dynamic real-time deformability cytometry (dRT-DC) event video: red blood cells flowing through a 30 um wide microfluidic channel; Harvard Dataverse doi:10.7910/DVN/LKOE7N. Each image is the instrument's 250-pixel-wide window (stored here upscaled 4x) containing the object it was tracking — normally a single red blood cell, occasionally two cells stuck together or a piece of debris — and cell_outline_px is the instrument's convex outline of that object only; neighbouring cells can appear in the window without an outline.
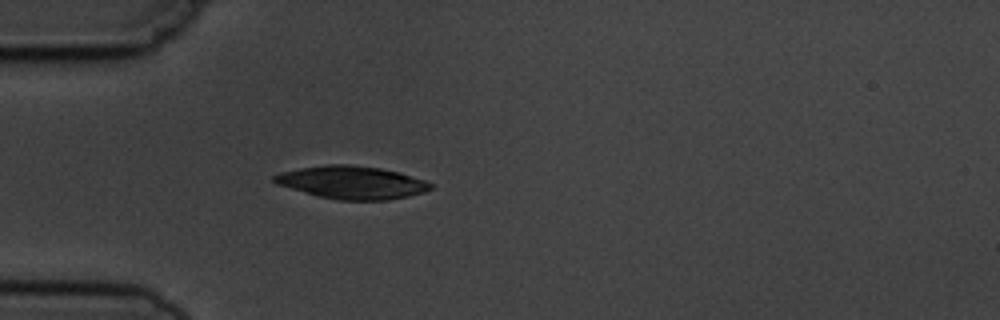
{"species": "common noctule bat (a hibernating species)", "species_latin": "Nyctalus noctula", "temperature_condition": "cold", "stored_images_in_passage": 2, "camera_frame_rate_fps": 3000, "um_per_image_px": 0.085, "animal": {"sex": "male", "body_mass_g": 19.5, "forearm_length_mm": 54.6}, "frame": {"image": 1, "passage_image": 2, "time_ms": 1.0, "image_size_px": [1000, 320], "cell_outline_px": [[432, 188], [424, 192], [408, 196], [388, 200], [340, 200], [320, 196], [276, 184], [272, 180], [272, 176], [280, 172], [300, 168], [328, 164], [352, 164], [380, 168], [400, 172], [424, 180], [432, 184]], "centroid_in_image_um": [29.91, 15.5], "position_along_channel_um": 55.1, "area_um2": 29.82}}